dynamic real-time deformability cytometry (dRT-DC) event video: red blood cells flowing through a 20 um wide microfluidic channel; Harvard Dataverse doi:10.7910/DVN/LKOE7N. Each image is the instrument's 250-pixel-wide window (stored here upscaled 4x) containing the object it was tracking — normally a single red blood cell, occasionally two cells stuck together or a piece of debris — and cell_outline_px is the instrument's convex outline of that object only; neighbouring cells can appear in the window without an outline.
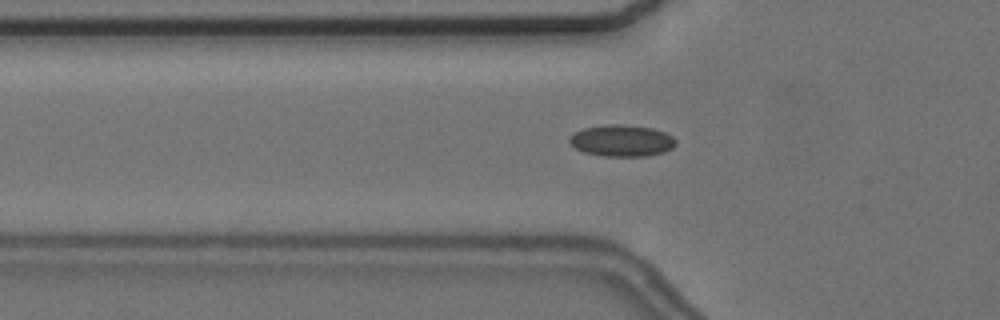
{"species": "common noctule bat (a hibernating species)", "species_latin": "Nyctalus noctula", "temperature_condition": "cold", "stored_images_in_passage": 50, "camera_frame_rate_fps": 3000, "um_per_image_px": 0.085, "animal": {"sex": "female", "body_mass_g": 24.6, "forearm_length_mm": 56.2}, "frame": {"image": 1, "passage_image": 13, "time_ms": 4.0, "image_size_px": [1000, 320], "cell_outline_px": [[676, 144], [672, 148], [664, 152], [648, 156], [604, 156], [584, 152], [576, 148], [568, 140], [568, 136], [584, 128], [608, 124], [620, 124], [652, 128], [664, 132], [672, 136], [676, 140]], "centroid_in_image_um": [52.86, 11.96], "position_along_channel_um": 72.9, "area_um2": 19.54}}
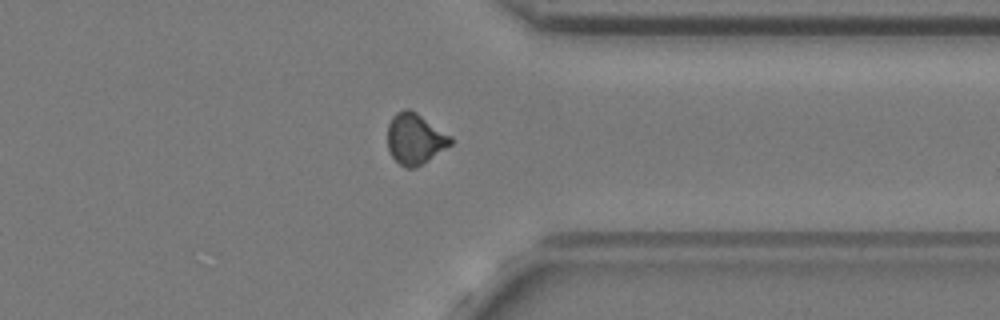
{"frame": {"image": 2, "passage_image": 38, "time_ms": 12.333, "image_size_px": [1000, 320], "cell_outline_px": [[452, 144], [416, 168], [404, 168], [392, 156], [388, 148], [388, 124], [392, 116], [396, 112], [404, 108], [408, 108], [416, 112], [452, 136]], "centroid_in_image_um": [35.27, 11.79], "position_along_channel_um": 376.1, "area_um2": 18.73}}
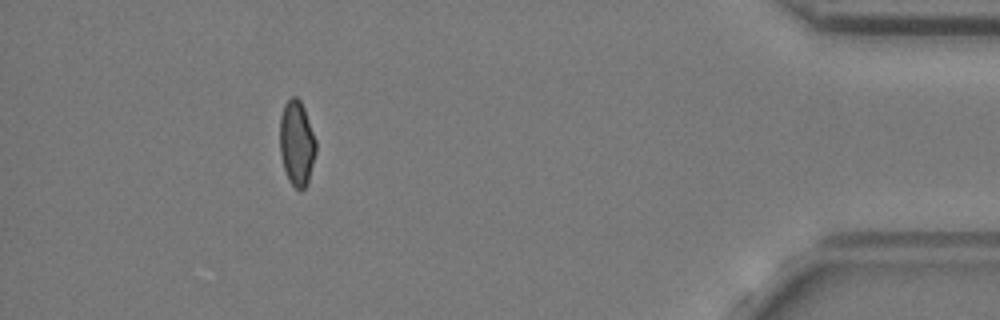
{"frame": {"image": 3, "passage_image": 45, "time_ms": 14.667, "image_size_px": [1000, 320], "cell_outline_px": [[316, 152], [308, 180], [304, 188], [300, 192], [288, 180], [280, 156], [280, 116], [284, 104], [292, 96], [296, 96], [300, 100], [304, 108], [316, 140]], "centroid_in_image_um": [25.21, 12.16], "position_along_channel_um": 410.0, "area_um2": 17.92}, "authors_computed_cell_mechanics": {"area_um2": 18.6405, "velocity_mm_per_s": 3.6697, "shape_relaxation_time_tau1_ms": null, "shape_relaxation_time_tau2_ms": 3.3761, "deformation_change_tau1": null, "deformation_change_tau2": 0.0543}}